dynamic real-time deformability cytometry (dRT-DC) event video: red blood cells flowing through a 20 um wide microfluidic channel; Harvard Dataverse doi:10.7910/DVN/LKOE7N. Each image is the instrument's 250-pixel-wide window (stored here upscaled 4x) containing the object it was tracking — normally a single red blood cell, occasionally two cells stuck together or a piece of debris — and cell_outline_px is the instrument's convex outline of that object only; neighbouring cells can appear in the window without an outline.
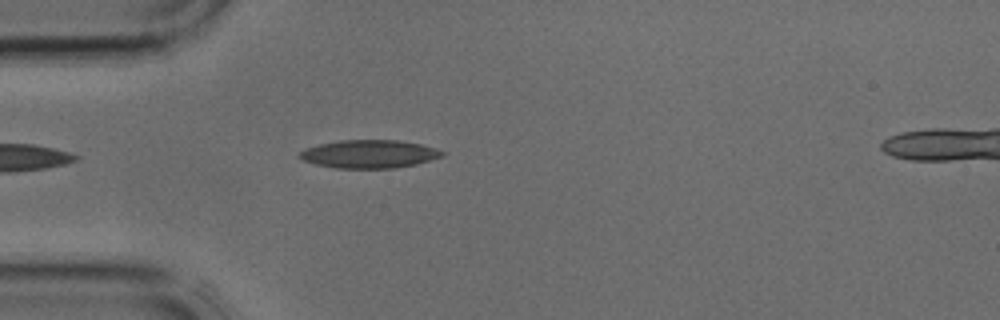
{"species": "common noctule bat (a hibernating species)", "species_latin": "Nyctalus noctula", "temperature_condition": "cold", "stored_images_in_passage": 4, "camera_frame_rate_fps": 3000, "um_per_image_px": 0.085, "animal": {"sex": "male", "body_mass_g": 17.9, "forearm_length_mm": 54.2}, "frame": {"image": 1, "passage_image": 3, "time_ms": 0.667, "image_size_px": [1000, 320], "cell_outline_px": [[448, 152], [444, 156], [416, 164], [396, 168], [336, 168], [316, 164], [304, 160], [296, 156], [304, 148], [320, 144], [340, 140], [400, 140], [420, 144], [436, 148]], "centroid_in_image_um": [31.42, 13.09], "position_along_channel_um": 53.6, "area_um2": 23.52}}